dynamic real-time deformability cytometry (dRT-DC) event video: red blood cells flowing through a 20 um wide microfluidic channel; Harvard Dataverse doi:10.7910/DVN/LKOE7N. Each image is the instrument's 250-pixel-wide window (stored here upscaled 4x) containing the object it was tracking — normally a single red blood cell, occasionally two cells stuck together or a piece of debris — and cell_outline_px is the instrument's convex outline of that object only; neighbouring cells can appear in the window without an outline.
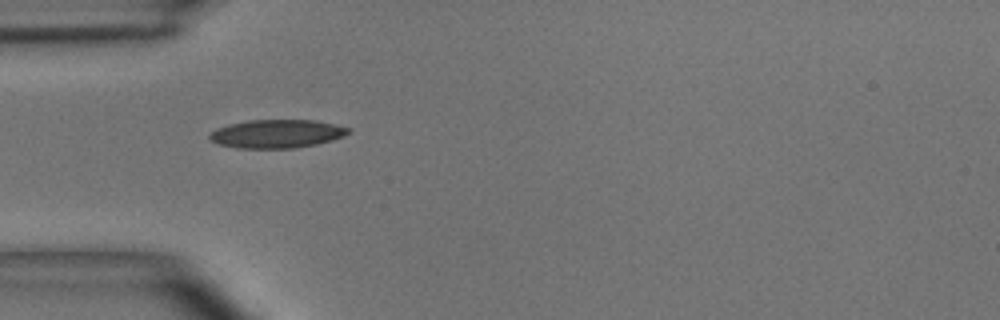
{"species": "common noctule bat (a hibernating species)", "species_latin": "Nyctalus noctula", "temperature_condition": "room temperature", "stored_images_in_passage": 24, "camera_frame_rate_fps": 3000, "um_per_image_px": 0.085, "animal": {"sex": "male", "body_mass_g": 15.6}, "frame": {"image": 1, "passage_image": 1, "time_ms": 0.0, "image_size_px": [1000, 320], "cell_outline_px": [[352, 132], [344, 136], [332, 140], [316, 144], [292, 148], [236, 148], [220, 144], [208, 140], [208, 132], [216, 128], [228, 124], [248, 120], [316, 120], [352, 128]], "centroid_in_image_um": [23.51, 11.36], "position_along_channel_um": 61.5, "area_um2": 23.24}}